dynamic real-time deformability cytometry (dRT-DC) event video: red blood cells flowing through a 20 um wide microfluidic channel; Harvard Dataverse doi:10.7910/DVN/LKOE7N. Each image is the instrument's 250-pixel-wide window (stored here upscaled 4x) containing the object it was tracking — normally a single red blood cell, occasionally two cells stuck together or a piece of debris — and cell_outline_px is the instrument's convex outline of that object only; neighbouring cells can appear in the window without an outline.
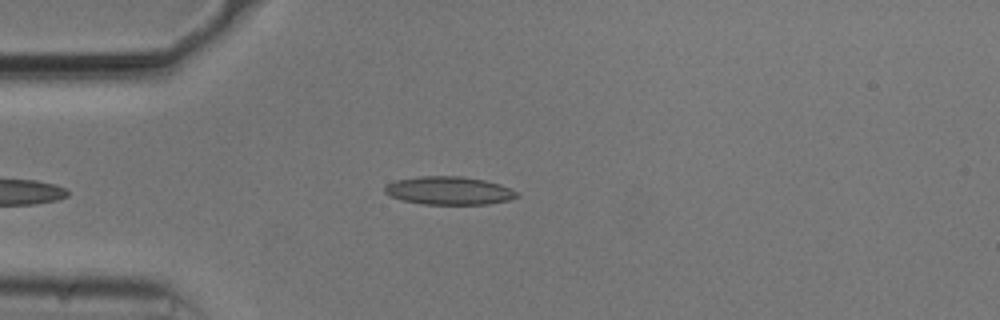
{"species": "common noctule bat (a hibernating species)", "species_latin": "Nyctalus noctula", "temperature_condition": "cold", "stored_images_in_passage": 37, "camera_frame_rate_fps": 3000, "um_per_image_px": 0.085, "animal": {"sex": "male", "body_mass_g": 20.5, "forearm_length_mm": 52.5}, "frame": {"image": 1, "passage_image": 2, "time_ms": 0.333, "image_size_px": [1000, 320], "cell_outline_px": [[520, 196], [508, 200], [488, 204], [424, 204], [404, 200], [388, 196], [384, 192], [384, 188], [388, 184], [396, 180], [420, 176], [460, 176], [484, 180], [500, 184], [520, 192]], "centroid_in_image_um": [38.19, 16.2], "position_along_channel_um": 46.8, "area_um2": 21.68}}
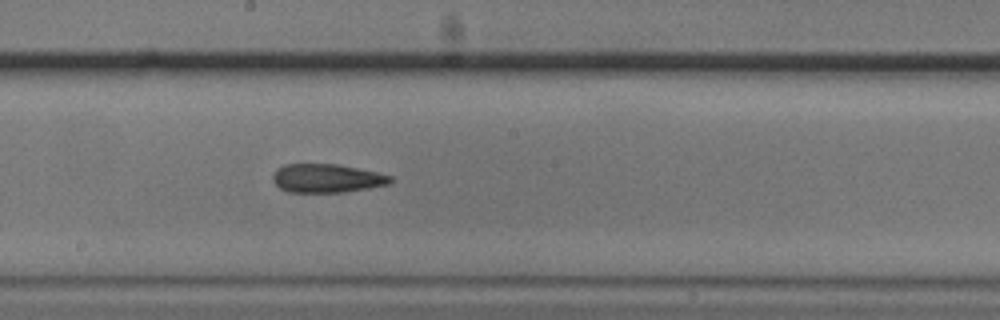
{"frame": {"image": 2, "passage_image": 17, "time_ms": 5.333, "image_size_px": [1000, 320], "cell_outline_px": [[392, 180], [388, 184], [368, 188], [344, 192], [288, 192], [280, 188], [272, 180], [272, 176], [276, 168], [284, 164], [336, 164], [376, 172], [392, 176]], "centroid_in_image_um": [27.73, 15.15], "position_along_channel_um": 220.5, "area_um2": 19.54}}
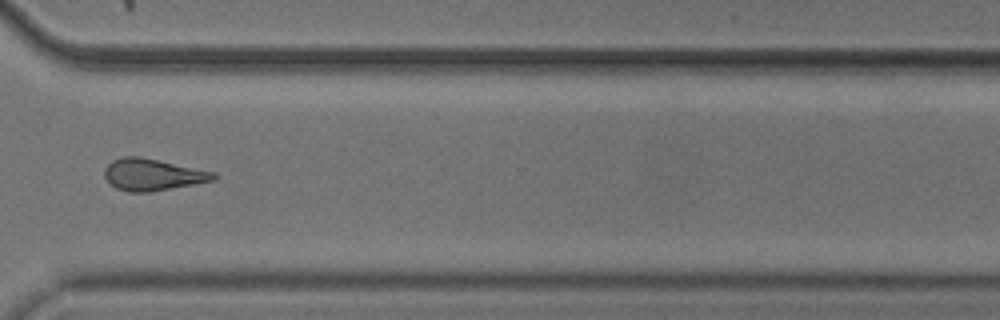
{"frame": {"image": 3, "passage_image": 28, "time_ms": 9.0, "image_size_px": [1000, 320], "cell_outline_px": [[220, 176], [216, 180], [148, 192], [128, 192], [116, 188], [104, 176], [104, 168], [112, 160], [124, 156], [140, 156], [216, 172]], "centroid_in_image_um": [13.0, 14.83], "position_along_channel_um": 357.6, "area_um2": 20.23}, "authors_computed_cell_mechanics": {"area_um2": 19.7676, "velocity_mm_per_s": 3.753, "shape_relaxation_time_tau1_ms": null, "shape_relaxation_time_tau2_ms": 1.8692, "deformation_change_tau1": null, "deformation_change_tau2": 0.0975}}